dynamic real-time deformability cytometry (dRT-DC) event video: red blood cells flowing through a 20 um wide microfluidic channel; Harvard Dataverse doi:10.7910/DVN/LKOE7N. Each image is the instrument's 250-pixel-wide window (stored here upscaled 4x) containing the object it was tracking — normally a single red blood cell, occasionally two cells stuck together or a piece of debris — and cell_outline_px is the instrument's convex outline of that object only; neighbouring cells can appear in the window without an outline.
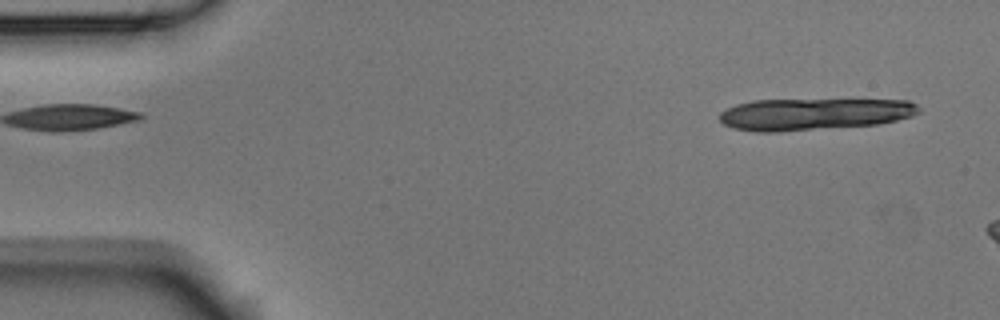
{"species": "Egyptian fruit bat (a non-hibernating species)", "species_latin": "Rousettus aegyptiacus", "temperature_condition": "room temperature", "stored_images_in_passage": 3, "camera_frame_rate_fps": 3000, "um_per_image_px": 0.085, "animal": {"sex": "male"}, "frame": {"image": 1, "passage_image": 1, "time_ms": 0.0, "image_size_px": [1000, 320], "cell_outline_px": [[920, 112], [912, 116], [896, 120], [876, 124], [776, 132], [756, 132], [732, 128], [724, 124], [720, 120], [720, 112], [736, 104], [752, 100], [908, 100], [916, 104], [920, 108]], "centroid_in_image_um": [69.16, 9.7], "position_along_channel_um": 15.8, "area_um2": 36.82}}